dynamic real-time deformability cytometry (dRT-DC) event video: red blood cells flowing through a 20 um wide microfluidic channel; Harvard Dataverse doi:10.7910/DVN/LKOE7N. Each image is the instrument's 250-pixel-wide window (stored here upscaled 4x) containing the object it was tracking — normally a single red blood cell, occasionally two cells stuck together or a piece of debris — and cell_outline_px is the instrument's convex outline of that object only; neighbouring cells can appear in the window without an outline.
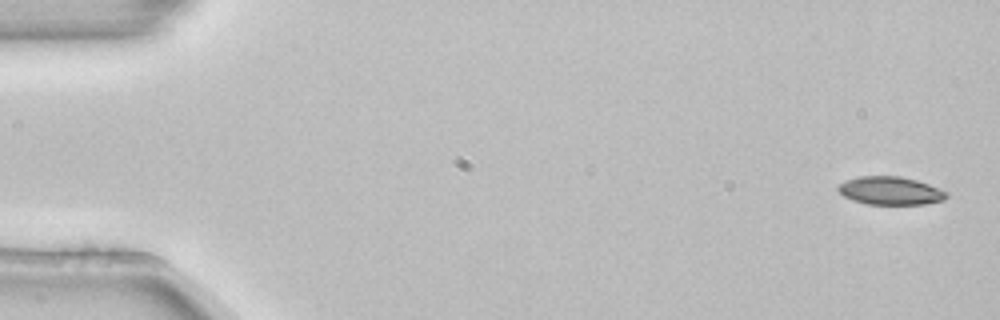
{"species": "common noctule bat (a hibernating species)", "species_latin": "Nyctalus noctula", "temperature_condition": "room temperature", "stored_images_in_passage": 4, "camera_frame_rate_fps": 3000, "um_per_image_px": 0.085, "animal": {"sex": "female", "body_mass_g": 22.7, "forearm_length_mm": 54.2}, "frame": {"image": 1, "passage_image": 1, "time_ms": 0.0, "image_size_px": [1000, 320], "cell_outline_px": [[948, 196], [944, 200], [924, 204], [868, 204], [852, 200], [844, 196], [836, 188], [844, 180], [860, 176], [900, 176], [916, 180], [928, 184], [948, 192]], "centroid_in_image_um": [75.67, 16.21], "position_along_channel_um": 9.3, "area_um2": 17.74}}
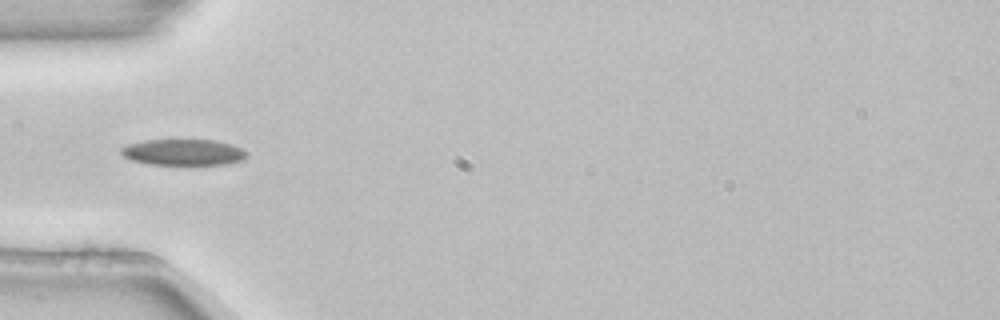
{"frame": {"image": 2, "passage_image": 4, "time_ms": 1.0, "image_size_px": [1000, 320], "cell_outline_px": [[248, 156], [244, 160], [224, 164], [148, 164], [132, 160], [124, 156], [120, 152], [120, 148], [128, 144], [144, 140], [216, 140], [232, 144], [244, 148], [248, 152]], "centroid_in_image_um": [15.63, 12.93], "position_along_channel_um": 69.4, "area_um2": 19.25}}